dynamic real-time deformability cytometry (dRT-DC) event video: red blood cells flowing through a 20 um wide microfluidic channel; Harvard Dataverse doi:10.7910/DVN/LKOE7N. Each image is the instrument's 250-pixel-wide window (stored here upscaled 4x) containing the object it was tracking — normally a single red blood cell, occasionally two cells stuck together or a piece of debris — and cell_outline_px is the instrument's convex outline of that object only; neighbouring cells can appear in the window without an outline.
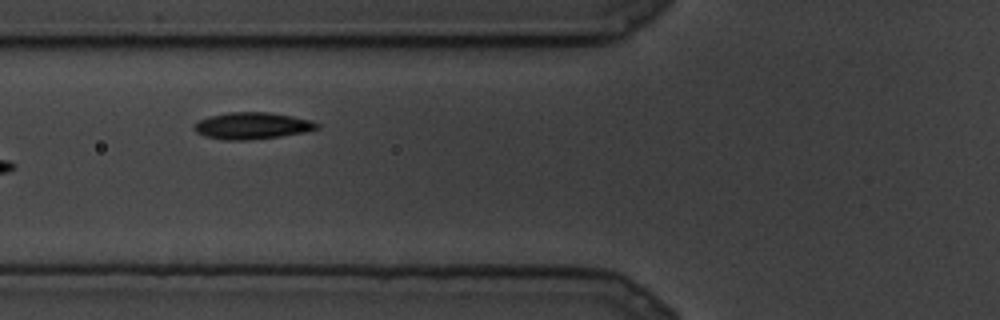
{"species": "common noctule bat (a hibernating species)", "species_latin": "Nyctalus noctula", "temperature_condition": "cold", "stored_images_in_passage": 11, "camera_frame_rate_fps": 3000, "um_per_image_px": 0.085, "animal": {"sex": "male", "body_mass_g": 19.5, "forearm_length_mm": 54.6}, "frame": {"image": 1, "passage_image": 2, "time_ms": 0.333, "image_size_px": [1000, 320], "cell_outline_px": [[320, 128], [304, 132], [280, 136], [248, 140], [228, 140], [204, 136], [196, 132], [192, 128], [192, 124], [208, 116], [228, 112], [268, 112], [292, 116], [312, 120], [320, 124]], "centroid_in_image_um": [21.42, 10.68], "position_along_channel_um": 104.4, "area_um2": 19.25}}
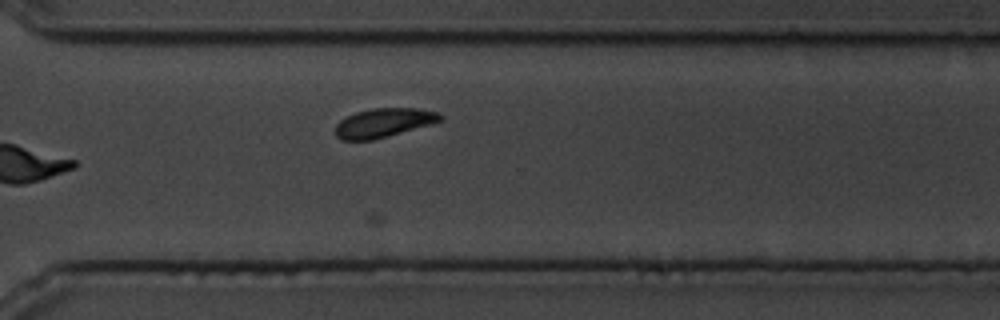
{"frame": {"image": 2, "passage_image": 11, "time_ms": 3.333, "image_size_px": [1000, 320], "cell_outline_px": [[444, 120], [432, 124], [388, 136], [372, 140], [340, 140], [336, 136], [336, 124], [340, 120], [356, 112], [372, 108], [416, 108], [440, 112], [444, 116]], "centroid_in_image_um": [32.66, 10.43], "position_along_channel_um": 337.9, "area_um2": 17.86}}